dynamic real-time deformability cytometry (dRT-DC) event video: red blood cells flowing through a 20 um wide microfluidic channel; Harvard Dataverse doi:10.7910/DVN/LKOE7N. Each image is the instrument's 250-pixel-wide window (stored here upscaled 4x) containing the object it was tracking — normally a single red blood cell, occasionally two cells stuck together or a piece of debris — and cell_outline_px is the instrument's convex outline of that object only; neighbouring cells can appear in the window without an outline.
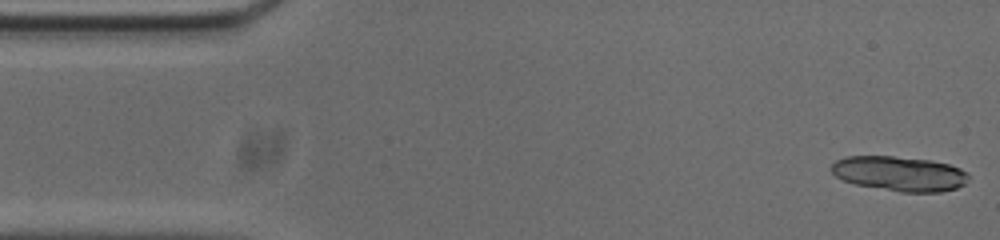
{"species": "common noctule bat (a hibernating species)", "species_latin": "Nyctalus noctula", "temperature_condition": "cold", "stored_images_in_passage": 35, "segment_of_instrument_passage": [1, 2], "camera_frame_rate_fps": 3000, "um_per_image_px": 0.085, "animal": {"sex": "male", "body_mass_g": 20.0, "forearm_length_mm": 53.3}, "frame": {"image": 1, "passage_image": 1, "time_ms": 0.0, "image_size_px": [1000, 240], "cell_outline_px": [[968, 176], [964, 184], [956, 188], [940, 192], [900, 192], [856, 184], [844, 180], [836, 176], [828, 168], [836, 160], [844, 156], [892, 156], [928, 160], [948, 164], [960, 168], [968, 172]], "centroid_in_image_um": [76.43, 14.75], "position_along_channel_um": 8.6, "area_um2": 27.74}}